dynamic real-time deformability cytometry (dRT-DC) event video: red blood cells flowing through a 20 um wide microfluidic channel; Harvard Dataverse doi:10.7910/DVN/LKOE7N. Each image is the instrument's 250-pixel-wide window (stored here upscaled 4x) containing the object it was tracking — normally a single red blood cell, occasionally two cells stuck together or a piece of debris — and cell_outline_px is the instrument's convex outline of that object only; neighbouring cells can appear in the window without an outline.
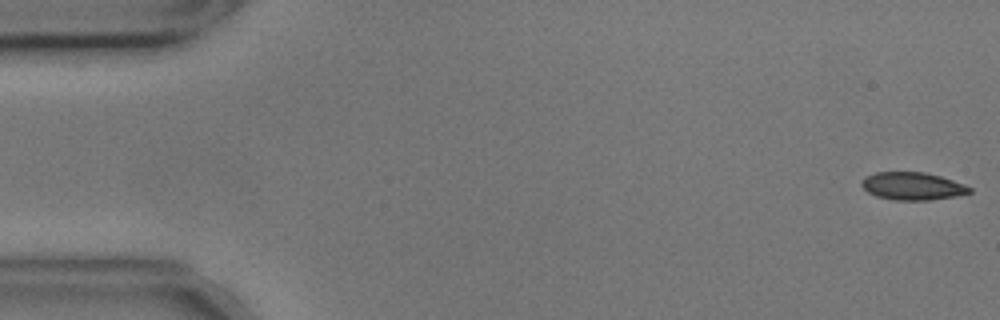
{"species": "common noctule bat (a hibernating species)", "species_latin": "Nyctalus noctula", "temperature_condition": "cold", "stored_images_in_passage": 19, "camera_frame_rate_fps": 3000, "um_per_image_px": 0.085, "animal": {"sex": "male", "body_mass_g": 17.9, "forearm_length_mm": 54.2}, "frame": {"image": 1, "passage_image": 1, "time_ms": 0.0, "image_size_px": [1000, 320], "cell_outline_px": [[972, 192], [956, 196], [928, 200], [896, 200], [876, 196], [868, 192], [860, 184], [864, 176], [876, 172], [924, 172], [940, 176], [964, 184], [972, 188]], "centroid_in_image_um": [77.55, 15.81], "position_along_channel_um": 7.4, "area_um2": 17.4}}
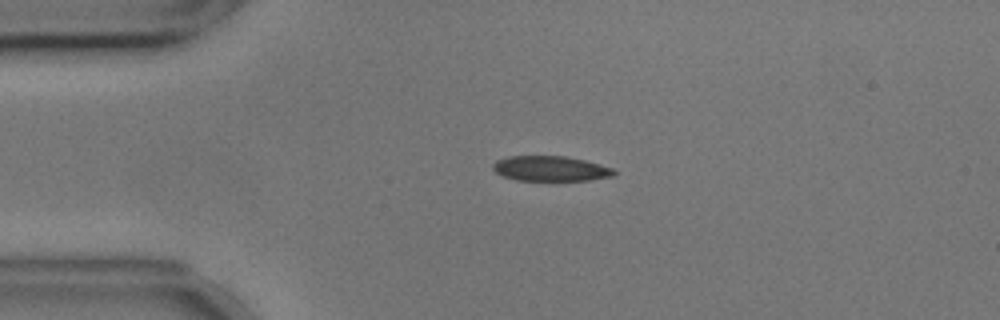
{"frame": {"image": 2, "passage_image": 12, "time_ms": 3.667, "image_size_px": [1000, 320], "cell_outline_px": [[616, 172], [612, 176], [588, 180], [516, 180], [504, 176], [496, 172], [492, 168], [492, 164], [496, 160], [508, 156], [564, 156], [584, 160], [600, 164], [612, 168]], "centroid_in_image_um": [46.76, 14.32], "position_along_channel_um": 38.2, "area_um2": 17.57}}